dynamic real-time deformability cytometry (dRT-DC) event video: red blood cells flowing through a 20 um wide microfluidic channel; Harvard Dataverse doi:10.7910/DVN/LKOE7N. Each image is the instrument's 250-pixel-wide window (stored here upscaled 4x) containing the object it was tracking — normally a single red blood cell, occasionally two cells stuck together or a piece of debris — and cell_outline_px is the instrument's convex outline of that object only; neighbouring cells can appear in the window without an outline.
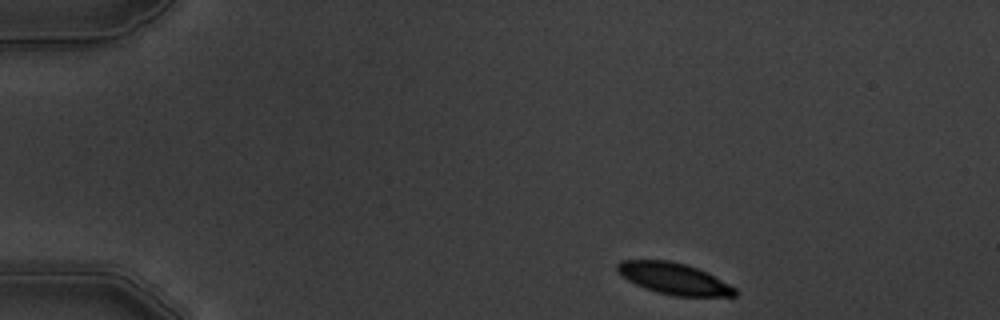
{"species": "common noctule bat (a hibernating species)", "species_latin": "Nyctalus noctula", "temperature_condition": "warm", "stored_images_in_passage": 3, "camera_frame_rate_fps": 3000, "um_per_image_px": 0.085, "animal": {"sex": "male", "body_mass_g": 19.5, "forearm_length_mm": 54.6}, "frame": {"image": 1, "passage_image": 1, "time_ms": 0.0, "image_size_px": [1000, 320], "cell_outline_px": [[736, 296], [672, 296], [656, 292], [644, 288], [620, 276], [616, 272], [616, 264], [620, 260], [668, 260], [684, 264], [696, 268], [736, 288]], "centroid_in_image_um": [57.19, 23.68], "position_along_channel_um": 27.8, "area_um2": 21.39}}